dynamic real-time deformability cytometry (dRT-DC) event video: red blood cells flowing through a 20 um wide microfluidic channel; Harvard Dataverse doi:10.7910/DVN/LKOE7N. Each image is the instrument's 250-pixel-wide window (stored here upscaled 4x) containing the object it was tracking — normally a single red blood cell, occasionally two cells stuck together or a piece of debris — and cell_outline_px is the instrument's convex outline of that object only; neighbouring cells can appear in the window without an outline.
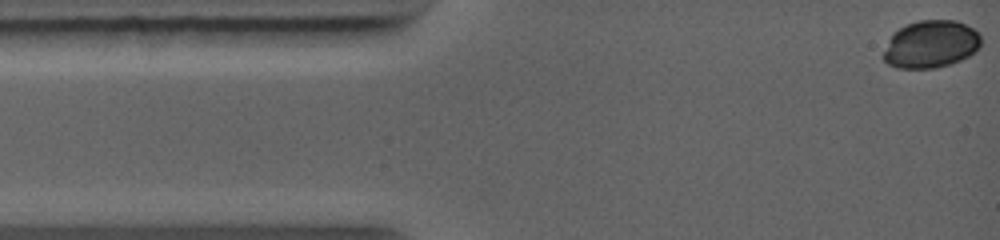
{"species": "common noctule bat (a hibernating species)", "species_latin": "Nyctalus noctula", "temperature_condition": "warm", "stored_images_in_passage": 46, "camera_frame_rate_fps": 5000, "um_per_image_px": 0.085, "animal": {"sex": "female", "body_mass_g": 19.0, "forearm_length_mm": 56.7}, "frame": {"image": 1, "passage_image": 1, "time_ms": 0.0, "image_size_px": [1000, 240], "cell_outline_px": [[980, 48], [968, 56], [960, 60], [936, 68], [896, 68], [888, 64], [884, 60], [884, 52], [888, 40], [892, 32], [908, 24], [920, 20], [956, 20], [980, 32]], "centroid_in_image_um": [79.12, 3.75], "position_along_channel_um": 5.9, "area_um2": 26.99}}
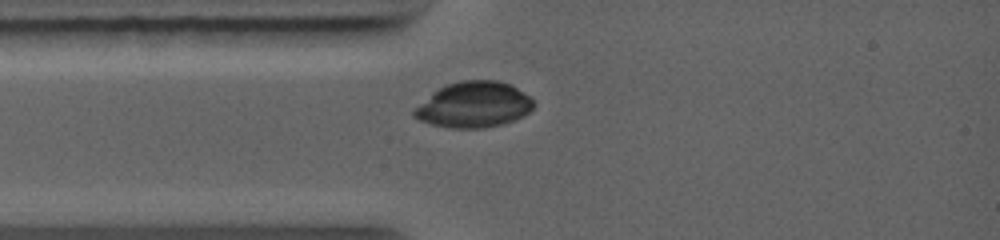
{"frame": {"image": 2, "passage_image": 14, "time_ms": 2.4, "image_size_px": [1000, 240], "cell_outline_px": [[536, 104], [528, 112], [512, 120], [500, 124], [480, 128], [456, 128], [432, 124], [420, 120], [412, 116], [412, 108], [432, 92], [448, 84], [460, 80], [496, 80], [508, 84], [516, 88], [528, 96]], "centroid_in_image_um": [40.21, 8.89], "position_along_channel_um": 44.8, "area_um2": 31.5}}
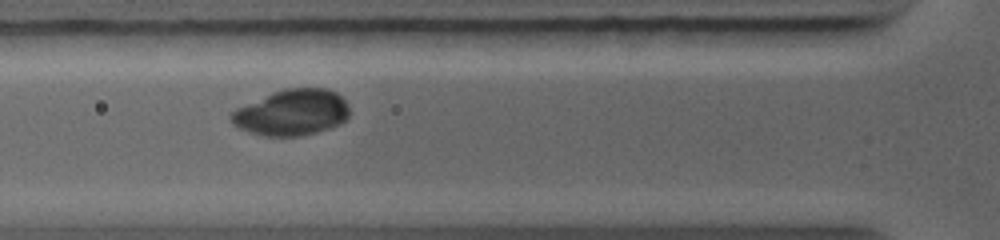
{"frame": {"image": 3, "passage_image": 20, "time_ms": 3.6, "image_size_px": [1000, 240], "cell_outline_px": [[348, 116], [340, 124], [316, 132], [300, 136], [264, 136], [240, 128], [232, 124], [232, 112], [236, 108], [272, 92], [284, 88], [328, 88], [336, 92], [348, 104]], "centroid_in_image_um": [24.82, 9.55], "position_along_channel_um": 101.0, "area_um2": 31.5}}